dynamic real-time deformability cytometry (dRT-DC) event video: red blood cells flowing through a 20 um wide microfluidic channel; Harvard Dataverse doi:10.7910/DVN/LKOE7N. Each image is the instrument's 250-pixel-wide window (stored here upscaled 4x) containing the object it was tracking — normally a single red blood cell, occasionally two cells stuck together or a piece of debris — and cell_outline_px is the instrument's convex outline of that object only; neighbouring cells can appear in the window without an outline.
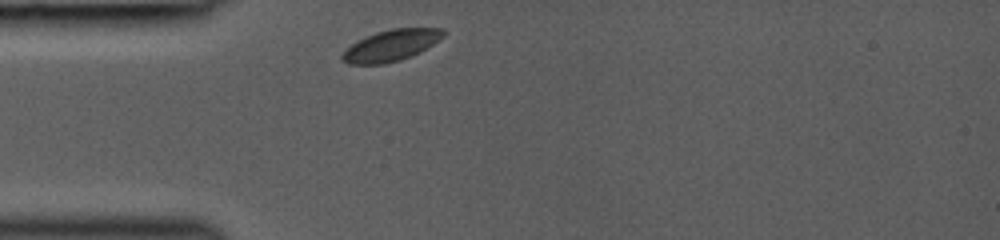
{"species": "common noctule bat (a hibernating species)", "species_latin": "Nyctalus noctula", "temperature_condition": "room temperature", "stored_images_in_passage": 24, "camera_frame_rate_fps": 3000, "um_per_image_px": 0.085, "animal": {"sex": "female", "body_mass_g": 19.0, "forearm_length_mm": 53.3}, "frame": {"image": 1, "passage_image": 1, "time_ms": 0.0, "image_size_px": [1000, 240], "cell_outline_px": [[444, 36], [420, 52], [412, 56], [400, 60], [384, 64], [348, 64], [340, 60], [340, 56], [352, 44], [376, 32], [392, 28], [444, 28]], "centroid_in_image_um": [33.24, 3.87], "position_along_channel_um": 51.8, "area_um2": 18.26}}
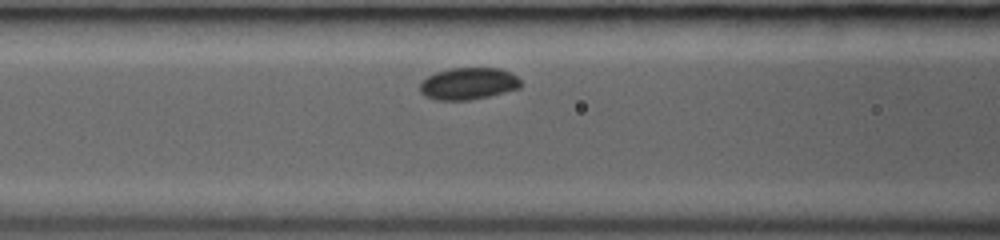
{"frame": {"image": 2, "passage_image": 14, "time_ms": 2.0, "image_size_px": [1000, 240], "cell_outline_px": [[520, 88], [488, 96], [468, 100], [436, 100], [424, 96], [420, 92], [420, 84], [428, 76], [436, 72], [448, 68], [500, 68], [512, 72], [520, 80]], "centroid_in_image_um": [39.8, 7.1], "position_along_channel_um": 126.8, "area_um2": 18.79}}
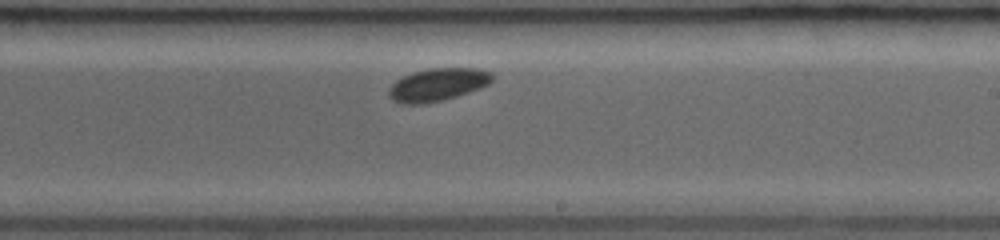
{"frame": {"image": 3, "passage_image": 24, "time_ms": 5.0, "image_size_px": [1000, 240], "cell_outline_px": [[496, 76], [488, 84], [480, 88], [444, 100], [424, 104], [400, 104], [392, 100], [388, 96], [388, 88], [396, 80], [412, 72], [428, 68], [480, 68], [492, 72]], "centroid_in_image_um": [37.2, 7.19], "position_along_channel_um": 251.8, "area_um2": 20.06}}